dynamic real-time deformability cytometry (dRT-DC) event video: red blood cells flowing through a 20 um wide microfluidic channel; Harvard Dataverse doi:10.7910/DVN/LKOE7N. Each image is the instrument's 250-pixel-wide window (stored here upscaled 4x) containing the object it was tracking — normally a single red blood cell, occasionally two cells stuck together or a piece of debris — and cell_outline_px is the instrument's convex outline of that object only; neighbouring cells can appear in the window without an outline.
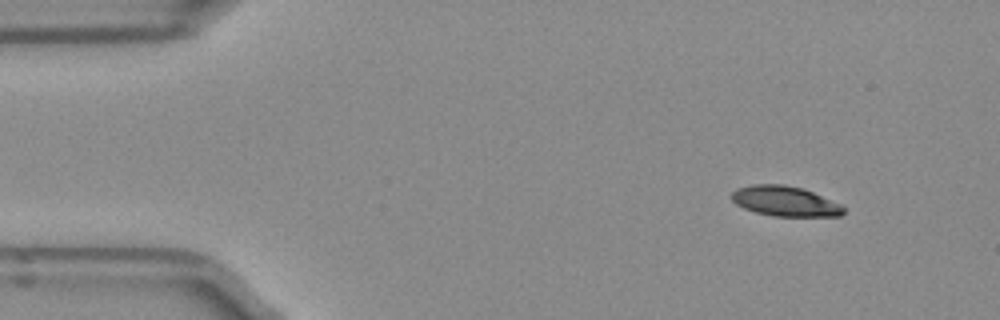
{"species": "Egyptian fruit bat (a non-hibernating species)", "species_latin": "Rousettus aegyptiacus", "temperature_condition": "room temperature", "stored_images_in_passage": 3, "camera_frame_rate_fps": 3000, "um_per_image_px": 0.085, "frame": {"image": 1, "passage_image": 1, "time_ms": 0.0, "image_size_px": [1000, 320], "cell_outline_px": [[844, 212], [840, 216], [772, 216], [756, 212], [744, 208], [736, 204], [732, 200], [732, 192], [740, 188], [752, 184], [784, 184], [800, 188], [812, 192], [840, 204], [844, 208]], "centroid_in_image_um": [66.72, 17.1], "position_along_channel_um": 18.3, "area_um2": 19.36}}
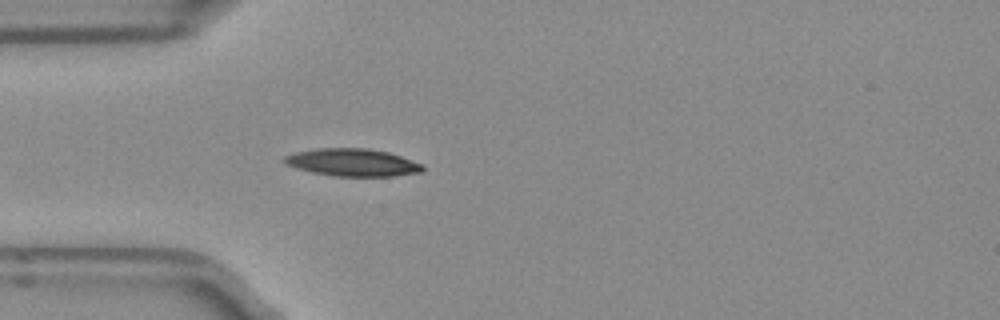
{"frame": {"image": 2, "passage_image": 3, "time_ms": 0.667, "image_size_px": [1000, 320], "cell_outline_px": [[424, 168], [420, 172], [396, 176], [332, 176], [312, 172], [296, 168], [284, 164], [284, 156], [296, 152], [316, 148], [364, 148], [388, 152], [424, 164]], "centroid_in_image_um": [29.95, 13.81], "position_along_channel_um": 55.0, "area_um2": 22.2}}